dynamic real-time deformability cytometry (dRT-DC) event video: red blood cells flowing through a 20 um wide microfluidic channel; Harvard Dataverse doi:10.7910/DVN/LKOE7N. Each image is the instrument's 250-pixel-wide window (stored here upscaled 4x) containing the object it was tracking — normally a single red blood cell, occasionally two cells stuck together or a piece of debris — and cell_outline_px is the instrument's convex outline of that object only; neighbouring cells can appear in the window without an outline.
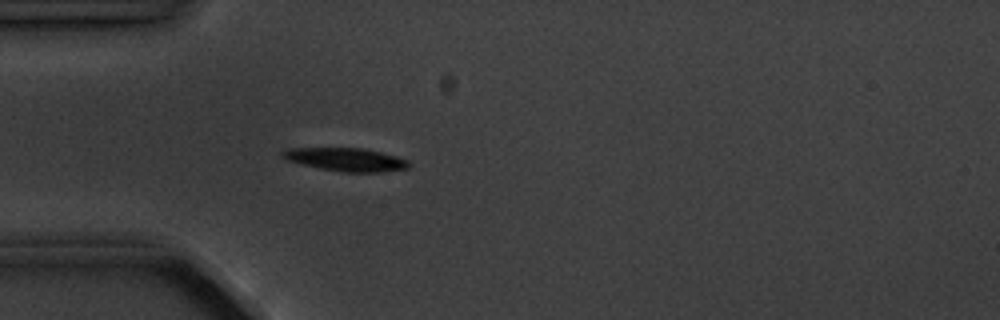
{"species": "common noctule bat (a hibernating species)", "species_latin": "Nyctalus noctula", "temperature_condition": "cold", "stored_images_in_passage": 4, "camera_frame_rate_fps": 3000, "um_per_image_px": 0.085, "animal": {"sex": "male", "body_mass_g": 20.1, "forearm_length_mm": 53.5}, "frame": {"image": 1, "passage_image": 4, "time_ms": 3.667, "image_size_px": [1000, 320], "cell_outline_px": [[412, 164], [408, 168], [380, 172], [340, 172], [320, 168], [288, 160], [280, 152], [292, 148], [364, 148], [396, 156], [408, 160]], "centroid_in_image_um": [29.48, 13.56], "position_along_channel_um": 55.5, "area_um2": 16.88}}